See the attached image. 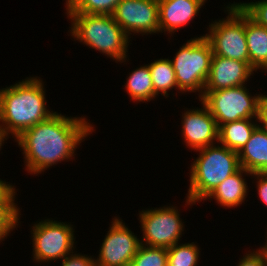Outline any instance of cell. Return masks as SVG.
<instances>
[{
    "instance_id": "1",
    "label": "cell",
    "mask_w": 267,
    "mask_h": 266,
    "mask_svg": "<svg viewBox=\"0 0 267 266\" xmlns=\"http://www.w3.org/2000/svg\"><path fill=\"white\" fill-rule=\"evenodd\" d=\"M93 126L84 116L67 117L56 112L26 129L14 139L22 150L24 169L37 176L62 161H71L79 145L94 132Z\"/></svg>"
},
{
    "instance_id": "2",
    "label": "cell",
    "mask_w": 267,
    "mask_h": 266,
    "mask_svg": "<svg viewBox=\"0 0 267 266\" xmlns=\"http://www.w3.org/2000/svg\"><path fill=\"white\" fill-rule=\"evenodd\" d=\"M44 86L41 77L31 76L0 89V126L13 139L56 113L47 108Z\"/></svg>"
},
{
    "instance_id": "3",
    "label": "cell",
    "mask_w": 267,
    "mask_h": 266,
    "mask_svg": "<svg viewBox=\"0 0 267 266\" xmlns=\"http://www.w3.org/2000/svg\"><path fill=\"white\" fill-rule=\"evenodd\" d=\"M71 21L69 35L90 49L103 53L116 63L129 60L128 47L132 41L112 15L66 13Z\"/></svg>"
},
{
    "instance_id": "4",
    "label": "cell",
    "mask_w": 267,
    "mask_h": 266,
    "mask_svg": "<svg viewBox=\"0 0 267 266\" xmlns=\"http://www.w3.org/2000/svg\"><path fill=\"white\" fill-rule=\"evenodd\" d=\"M197 158L190 165V184L185 205L203 201L221 182L241 167L238 153L217 144L196 150Z\"/></svg>"
},
{
    "instance_id": "5",
    "label": "cell",
    "mask_w": 267,
    "mask_h": 266,
    "mask_svg": "<svg viewBox=\"0 0 267 266\" xmlns=\"http://www.w3.org/2000/svg\"><path fill=\"white\" fill-rule=\"evenodd\" d=\"M213 56L212 46L205 35L187 40L170 59L176 74L178 91L198 92L203 96Z\"/></svg>"
},
{
    "instance_id": "6",
    "label": "cell",
    "mask_w": 267,
    "mask_h": 266,
    "mask_svg": "<svg viewBox=\"0 0 267 266\" xmlns=\"http://www.w3.org/2000/svg\"><path fill=\"white\" fill-rule=\"evenodd\" d=\"M261 93L254 96L241 85L216 91H204L199 99L216 120L218 128L242 119H258Z\"/></svg>"
},
{
    "instance_id": "7",
    "label": "cell",
    "mask_w": 267,
    "mask_h": 266,
    "mask_svg": "<svg viewBox=\"0 0 267 266\" xmlns=\"http://www.w3.org/2000/svg\"><path fill=\"white\" fill-rule=\"evenodd\" d=\"M226 18L209 22L208 33L213 55L249 62L245 37V13L238 8H225Z\"/></svg>"
},
{
    "instance_id": "8",
    "label": "cell",
    "mask_w": 267,
    "mask_h": 266,
    "mask_svg": "<svg viewBox=\"0 0 267 266\" xmlns=\"http://www.w3.org/2000/svg\"><path fill=\"white\" fill-rule=\"evenodd\" d=\"M70 222L52 219L36 221L31 227L32 256L35 263L63 260L75 250V230Z\"/></svg>"
},
{
    "instance_id": "9",
    "label": "cell",
    "mask_w": 267,
    "mask_h": 266,
    "mask_svg": "<svg viewBox=\"0 0 267 266\" xmlns=\"http://www.w3.org/2000/svg\"><path fill=\"white\" fill-rule=\"evenodd\" d=\"M170 205L139 211L137 215L143 233L141 244L168 249L180 242L185 225L178 207Z\"/></svg>"
},
{
    "instance_id": "10",
    "label": "cell",
    "mask_w": 267,
    "mask_h": 266,
    "mask_svg": "<svg viewBox=\"0 0 267 266\" xmlns=\"http://www.w3.org/2000/svg\"><path fill=\"white\" fill-rule=\"evenodd\" d=\"M120 217L112 218V224L95 257L96 266H130L141 246L138 238Z\"/></svg>"
},
{
    "instance_id": "11",
    "label": "cell",
    "mask_w": 267,
    "mask_h": 266,
    "mask_svg": "<svg viewBox=\"0 0 267 266\" xmlns=\"http://www.w3.org/2000/svg\"><path fill=\"white\" fill-rule=\"evenodd\" d=\"M112 16L130 39L159 33L158 0H121Z\"/></svg>"
},
{
    "instance_id": "12",
    "label": "cell",
    "mask_w": 267,
    "mask_h": 266,
    "mask_svg": "<svg viewBox=\"0 0 267 266\" xmlns=\"http://www.w3.org/2000/svg\"><path fill=\"white\" fill-rule=\"evenodd\" d=\"M201 105V108H186L181 117L183 141L193 151L218 142L219 128L216 120L202 102Z\"/></svg>"
},
{
    "instance_id": "13",
    "label": "cell",
    "mask_w": 267,
    "mask_h": 266,
    "mask_svg": "<svg viewBox=\"0 0 267 266\" xmlns=\"http://www.w3.org/2000/svg\"><path fill=\"white\" fill-rule=\"evenodd\" d=\"M256 72L247 62L213 55L204 91L246 85Z\"/></svg>"
},
{
    "instance_id": "14",
    "label": "cell",
    "mask_w": 267,
    "mask_h": 266,
    "mask_svg": "<svg viewBox=\"0 0 267 266\" xmlns=\"http://www.w3.org/2000/svg\"><path fill=\"white\" fill-rule=\"evenodd\" d=\"M206 2L207 0H158L159 34L164 32L171 37L182 27L189 26L187 24L199 15Z\"/></svg>"
},
{
    "instance_id": "15",
    "label": "cell",
    "mask_w": 267,
    "mask_h": 266,
    "mask_svg": "<svg viewBox=\"0 0 267 266\" xmlns=\"http://www.w3.org/2000/svg\"><path fill=\"white\" fill-rule=\"evenodd\" d=\"M244 176L250 177L252 174L244 168H240L236 173L221 182L204 200L209 199L211 201L212 198L223 208H236L242 205L249 193Z\"/></svg>"
},
{
    "instance_id": "16",
    "label": "cell",
    "mask_w": 267,
    "mask_h": 266,
    "mask_svg": "<svg viewBox=\"0 0 267 266\" xmlns=\"http://www.w3.org/2000/svg\"><path fill=\"white\" fill-rule=\"evenodd\" d=\"M240 167L253 173H267V129L258 125L238 152Z\"/></svg>"
},
{
    "instance_id": "17",
    "label": "cell",
    "mask_w": 267,
    "mask_h": 266,
    "mask_svg": "<svg viewBox=\"0 0 267 266\" xmlns=\"http://www.w3.org/2000/svg\"><path fill=\"white\" fill-rule=\"evenodd\" d=\"M245 37L250 66L257 72L267 70V28L256 24L245 14Z\"/></svg>"
},
{
    "instance_id": "18",
    "label": "cell",
    "mask_w": 267,
    "mask_h": 266,
    "mask_svg": "<svg viewBox=\"0 0 267 266\" xmlns=\"http://www.w3.org/2000/svg\"><path fill=\"white\" fill-rule=\"evenodd\" d=\"M258 125V119H242L222 124L219 127L218 142L238 153Z\"/></svg>"
},
{
    "instance_id": "19",
    "label": "cell",
    "mask_w": 267,
    "mask_h": 266,
    "mask_svg": "<svg viewBox=\"0 0 267 266\" xmlns=\"http://www.w3.org/2000/svg\"><path fill=\"white\" fill-rule=\"evenodd\" d=\"M127 77L124 85L125 91L133 103H146L158 98L154 93L152 76L148 64L138 68L136 67Z\"/></svg>"
},
{
    "instance_id": "20",
    "label": "cell",
    "mask_w": 267,
    "mask_h": 266,
    "mask_svg": "<svg viewBox=\"0 0 267 266\" xmlns=\"http://www.w3.org/2000/svg\"><path fill=\"white\" fill-rule=\"evenodd\" d=\"M148 66L152 76L154 93L157 96L161 94L164 98H167L170 95L169 90H178L176 74L169 57L156 59Z\"/></svg>"
},
{
    "instance_id": "21",
    "label": "cell",
    "mask_w": 267,
    "mask_h": 266,
    "mask_svg": "<svg viewBox=\"0 0 267 266\" xmlns=\"http://www.w3.org/2000/svg\"><path fill=\"white\" fill-rule=\"evenodd\" d=\"M121 0H65L66 13L113 15Z\"/></svg>"
},
{
    "instance_id": "22",
    "label": "cell",
    "mask_w": 267,
    "mask_h": 266,
    "mask_svg": "<svg viewBox=\"0 0 267 266\" xmlns=\"http://www.w3.org/2000/svg\"><path fill=\"white\" fill-rule=\"evenodd\" d=\"M197 243H177L167 249V266H197L200 261V248Z\"/></svg>"
},
{
    "instance_id": "23",
    "label": "cell",
    "mask_w": 267,
    "mask_h": 266,
    "mask_svg": "<svg viewBox=\"0 0 267 266\" xmlns=\"http://www.w3.org/2000/svg\"><path fill=\"white\" fill-rule=\"evenodd\" d=\"M167 248L152 247L141 244L130 266H167Z\"/></svg>"
},
{
    "instance_id": "24",
    "label": "cell",
    "mask_w": 267,
    "mask_h": 266,
    "mask_svg": "<svg viewBox=\"0 0 267 266\" xmlns=\"http://www.w3.org/2000/svg\"><path fill=\"white\" fill-rule=\"evenodd\" d=\"M256 24L267 28V0H257L255 2H239L230 3L224 8H238Z\"/></svg>"
},
{
    "instance_id": "25",
    "label": "cell",
    "mask_w": 267,
    "mask_h": 266,
    "mask_svg": "<svg viewBox=\"0 0 267 266\" xmlns=\"http://www.w3.org/2000/svg\"><path fill=\"white\" fill-rule=\"evenodd\" d=\"M20 213L18 205H0V243L19 226Z\"/></svg>"
},
{
    "instance_id": "26",
    "label": "cell",
    "mask_w": 267,
    "mask_h": 266,
    "mask_svg": "<svg viewBox=\"0 0 267 266\" xmlns=\"http://www.w3.org/2000/svg\"><path fill=\"white\" fill-rule=\"evenodd\" d=\"M60 261H62L61 266H96L93 256L79 254L75 250Z\"/></svg>"
},
{
    "instance_id": "27",
    "label": "cell",
    "mask_w": 267,
    "mask_h": 266,
    "mask_svg": "<svg viewBox=\"0 0 267 266\" xmlns=\"http://www.w3.org/2000/svg\"><path fill=\"white\" fill-rule=\"evenodd\" d=\"M236 266H267L264 253L260 249L249 250L239 259Z\"/></svg>"
},
{
    "instance_id": "28",
    "label": "cell",
    "mask_w": 267,
    "mask_h": 266,
    "mask_svg": "<svg viewBox=\"0 0 267 266\" xmlns=\"http://www.w3.org/2000/svg\"><path fill=\"white\" fill-rule=\"evenodd\" d=\"M17 195L16 188L12 183L0 179V205H17L15 197Z\"/></svg>"
},
{
    "instance_id": "29",
    "label": "cell",
    "mask_w": 267,
    "mask_h": 266,
    "mask_svg": "<svg viewBox=\"0 0 267 266\" xmlns=\"http://www.w3.org/2000/svg\"><path fill=\"white\" fill-rule=\"evenodd\" d=\"M252 177L255 181L257 180L256 188L259 200L267 206V173H253L251 179Z\"/></svg>"
},
{
    "instance_id": "30",
    "label": "cell",
    "mask_w": 267,
    "mask_h": 266,
    "mask_svg": "<svg viewBox=\"0 0 267 266\" xmlns=\"http://www.w3.org/2000/svg\"><path fill=\"white\" fill-rule=\"evenodd\" d=\"M258 122L261 127L267 129V95L261 93L259 101V117Z\"/></svg>"
},
{
    "instance_id": "31",
    "label": "cell",
    "mask_w": 267,
    "mask_h": 266,
    "mask_svg": "<svg viewBox=\"0 0 267 266\" xmlns=\"http://www.w3.org/2000/svg\"><path fill=\"white\" fill-rule=\"evenodd\" d=\"M9 136L10 135L0 126V151L2 150V146L6 142V140L10 138Z\"/></svg>"
},
{
    "instance_id": "32",
    "label": "cell",
    "mask_w": 267,
    "mask_h": 266,
    "mask_svg": "<svg viewBox=\"0 0 267 266\" xmlns=\"http://www.w3.org/2000/svg\"><path fill=\"white\" fill-rule=\"evenodd\" d=\"M267 229V228H266ZM267 233V232H266ZM267 235V234H266ZM265 245H262L259 247V249L264 253L265 255V258H266V261H267V237H266V240H265Z\"/></svg>"
}]
</instances>
